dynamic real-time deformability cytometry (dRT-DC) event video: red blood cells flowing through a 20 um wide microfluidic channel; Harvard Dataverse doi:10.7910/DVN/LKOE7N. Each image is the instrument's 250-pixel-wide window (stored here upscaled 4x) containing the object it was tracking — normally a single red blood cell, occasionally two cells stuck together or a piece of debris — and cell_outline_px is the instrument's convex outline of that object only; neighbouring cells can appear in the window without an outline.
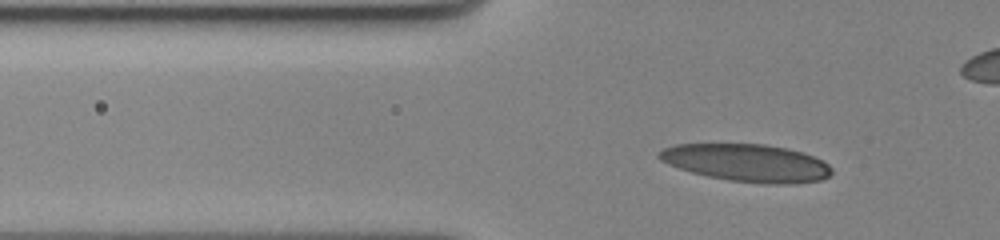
{"species": "human", "species_latin": "Homo sapiens", "temperature_condition": "cold", "stored_images_in_passage": 47, "camera_frame_rate_fps": 3000, "um_per_image_px": 0.085, "donor": {"sex": "female"}, "frame": {"image": 1, "passage_image": 12, "time_ms": 3.667, "image_size_px": [1000, 240], "cell_outline_px": [[832, 172], [828, 176], [820, 180], [788, 184], [768, 184], [728, 180], [708, 176], [692, 172], [668, 164], [660, 160], [656, 156], [656, 152], [664, 148], [676, 144], [764, 144], [788, 148], [824, 160], [832, 168]], "centroid_in_image_um": [63.47, 13.84], "position_along_channel_um": 62.3, "area_um2": 37.74}}
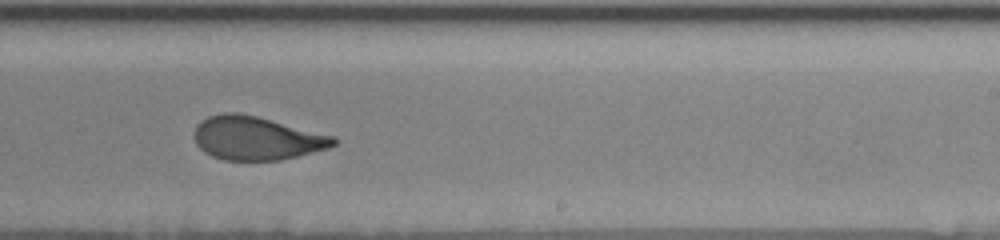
{"frame": {"image": 2, "passage_image": 31, "time_ms": 10.0, "image_size_px": [1000, 240], "cell_outline_px": [[336, 144], [328, 148], [280, 160], [224, 160], [212, 156], [204, 152], [196, 144], [196, 124], [200, 120], [208, 116], [220, 112], [240, 112], [336, 136]], "centroid_in_image_um": [21.79, 11.73], "position_along_channel_um": 267.2, "area_um2": 35.32}}
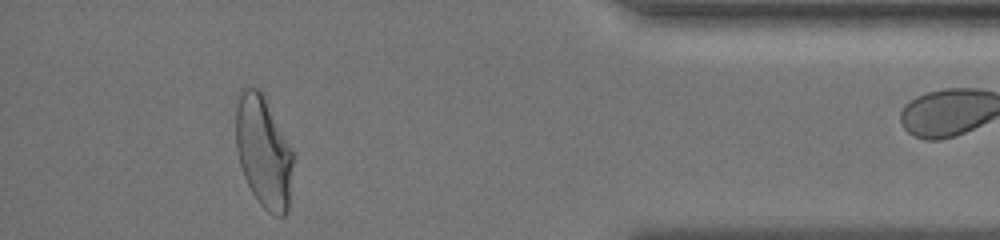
{"frame": {"image": 3, "passage_image": 46, "time_ms": 15.0, "image_size_px": [1000, 240], "cell_outline_px": [[292, 164], [288, 212], [284, 216], [276, 216], [268, 212], [256, 200], [244, 176], [240, 164], [236, 148], [236, 96], [240, 88], [244, 84], [252, 84], [264, 96], [292, 148]], "centroid_in_image_um": [22.37, 12.85], "position_along_channel_um": 412.8, "area_um2": 37.57}}